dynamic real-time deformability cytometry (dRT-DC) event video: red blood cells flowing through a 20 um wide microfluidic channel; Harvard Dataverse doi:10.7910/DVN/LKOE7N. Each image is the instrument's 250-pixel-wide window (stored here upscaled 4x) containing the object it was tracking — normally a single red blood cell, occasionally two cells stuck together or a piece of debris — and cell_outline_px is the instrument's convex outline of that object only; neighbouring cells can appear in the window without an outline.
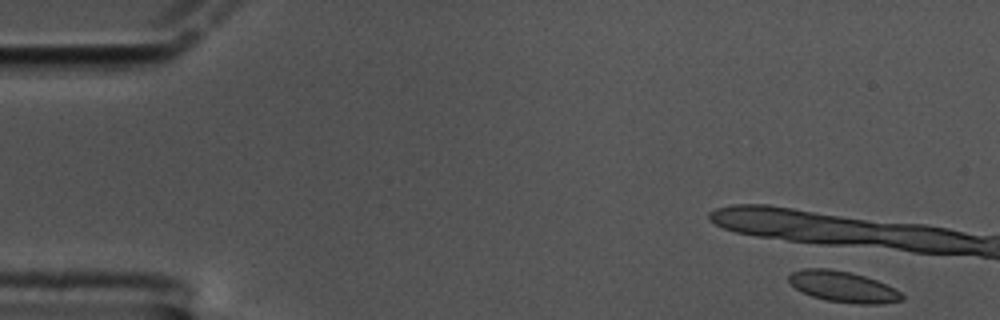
{"species": "common noctule bat (a hibernating species)", "species_latin": "Nyctalus noctula", "temperature_condition": "cold", "stored_images_in_passage": 4, "camera_frame_rate_fps": 3000, "um_per_image_px": 0.085, "animal": {"sex": "male", "body_mass_g": 17.5, "forearm_length_mm": 52.3}, "frame": {"image": 1, "passage_image": 1, "time_ms": 0.0, "image_size_px": [1000, 320], "cell_outline_px": [[904, 300], [880, 304], [856, 304], [828, 300], [812, 296], [796, 288], [788, 280], [788, 276], [792, 272], [804, 268], [828, 268], [852, 272], [876, 280], [900, 292], [904, 296]], "centroid_in_image_um": [71.66, 24.36], "position_along_channel_um": 13.3, "area_um2": 20.23}}